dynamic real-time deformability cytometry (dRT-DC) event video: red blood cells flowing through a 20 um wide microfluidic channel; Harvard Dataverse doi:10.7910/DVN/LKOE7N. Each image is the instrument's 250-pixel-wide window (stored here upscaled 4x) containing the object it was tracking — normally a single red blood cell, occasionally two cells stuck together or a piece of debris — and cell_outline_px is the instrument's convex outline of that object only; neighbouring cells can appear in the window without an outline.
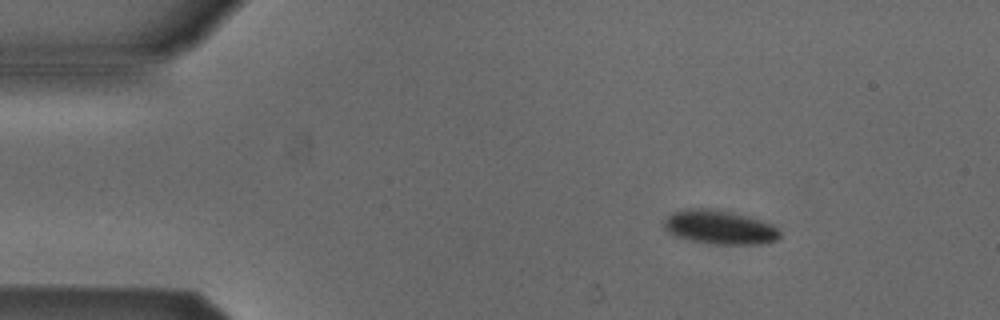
{"species": "Egyptian fruit bat (a non-hibernating species)", "species_latin": "Rousettus aegyptiacus", "temperature_condition": "cold", "stored_images_in_passage": 3, "camera_frame_rate_fps": 3000, "um_per_image_px": 0.085, "animal": {"sex": "male"}, "frame": {"image": 1, "passage_image": 1, "time_ms": 0.0, "image_size_px": [1000, 320], "cell_outline_px": [[780, 236], [776, 240], [764, 244], [712, 244], [688, 240], [676, 236], [668, 232], [664, 228], [664, 220], [672, 212], [688, 208], [716, 208], [748, 216], [772, 224], [780, 232]], "centroid_in_image_um": [61.15, 19.31], "position_along_channel_um": 23.8, "area_um2": 23.12}}